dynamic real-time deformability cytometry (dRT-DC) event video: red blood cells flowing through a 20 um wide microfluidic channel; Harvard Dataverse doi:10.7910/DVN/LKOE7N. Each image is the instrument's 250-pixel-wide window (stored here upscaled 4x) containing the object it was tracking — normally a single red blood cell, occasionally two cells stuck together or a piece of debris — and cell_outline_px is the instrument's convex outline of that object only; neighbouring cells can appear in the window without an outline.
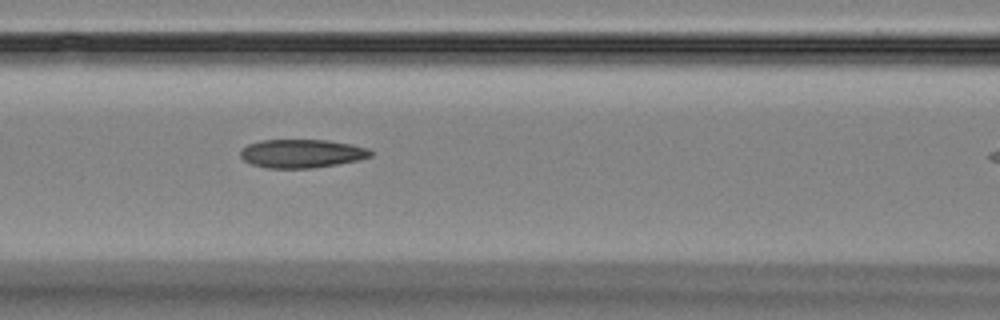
{"species": "Egyptian fruit bat (a non-hibernating species)", "species_latin": "Rousettus aegyptiacus", "temperature_condition": "room temperature", "stored_images_in_passage": 5, "camera_frame_rate_fps": 3000, "um_per_image_px": 0.085, "animal": {"sex": "female"}, "frame": {"image": 1, "passage_image": 4, "time_ms": 3.333, "image_size_px": [1000, 320], "cell_outline_px": [[372, 156], [360, 160], [312, 168], [268, 168], [252, 164], [244, 160], [240, 156], [240, 152], [248, 144], [260, 140], [328, 140], [352, 144], [368, 148], [372, 152]], "centroid_in_image_um": [25.67, 13.04], "position_along_channel_um": 140.9, "area_um2": 21.62}}